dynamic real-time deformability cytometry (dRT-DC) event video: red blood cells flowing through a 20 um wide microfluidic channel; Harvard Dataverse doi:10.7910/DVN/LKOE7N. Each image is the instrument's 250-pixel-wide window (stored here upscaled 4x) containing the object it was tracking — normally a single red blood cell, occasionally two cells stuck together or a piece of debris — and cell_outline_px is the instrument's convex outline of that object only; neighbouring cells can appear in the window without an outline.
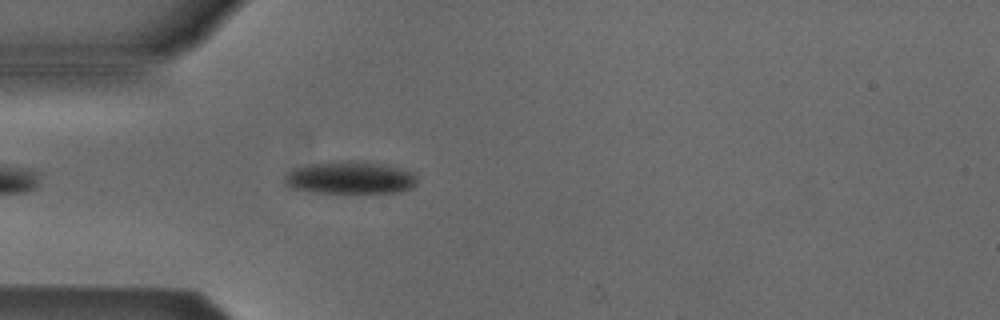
{"species": "Egyptian fruit bat (a non-hibernating species)", "species_latin": "Rousettus aegyptiacus", "temperature_condition": "cold", "stored_images_in_passage": 4, "camera_frame_rate_fps": 3000, "um_per_image_px": 0.085, "animal": {"sex": "male"}, "frame": {"image": 1, "passage_image": 4, "time_ms": 3.333, "image_size_px": [1000, 320], "cell_outline_px": [[416, 184], [412, 188], [400, 192], [308, 192], [288, 188], [284, 184], [284, 176], [288, 172], [296, 168], [312, 164], [344, 160], [352, 160], [384, 164], [400, 168], [412, 172], [416, 176]], "centroid_in_image_um": [29.73, 15.11], "position_along_channel_um": 55.3, "area_um2": 25.14}}